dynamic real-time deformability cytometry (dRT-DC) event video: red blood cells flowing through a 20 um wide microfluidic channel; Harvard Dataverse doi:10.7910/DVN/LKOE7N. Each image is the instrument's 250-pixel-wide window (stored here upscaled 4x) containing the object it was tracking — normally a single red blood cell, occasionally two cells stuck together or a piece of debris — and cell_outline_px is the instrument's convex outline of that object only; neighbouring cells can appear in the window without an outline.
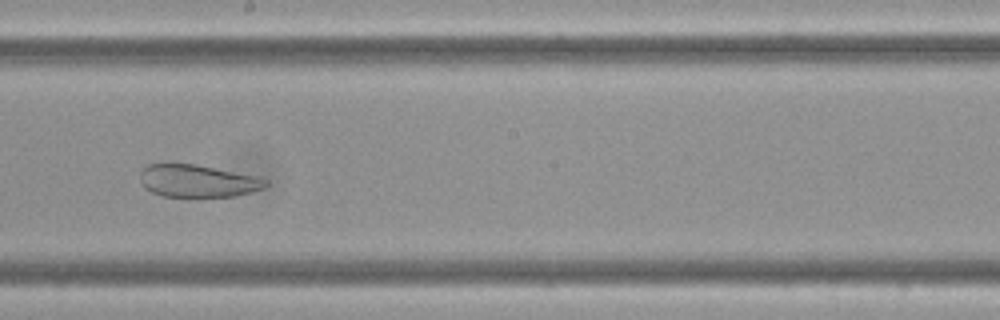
{"species": "Egyptian fruit bat (a non-hibernating species)", "species_latin": "Rousettus aegyptiacus", "temperature_condition": "cold", "stored_images_in_passage": 15, "camera_frame_rate_fps": 3000, "um_per_image_px": 0.085, "frame": {"image": 1, "passage_image": 9, "time_ms": 2.667, "image_size_px": [1000, 320], "cell_outline_px": [[268, 184], [264, 188], [252, 192], [232, 196], [200, 200], [192, 200], [164, 196], [152, 192], [144, 188], [140, 180], [140, 172], [148, 164], [164, 160], [168, 160], [196, 164], [256, 176], [268, 180]], "centroid_in_image_um": [16.73, 15.39], "position_along_channel_um": 231.5, "area_um2": 25.43}}
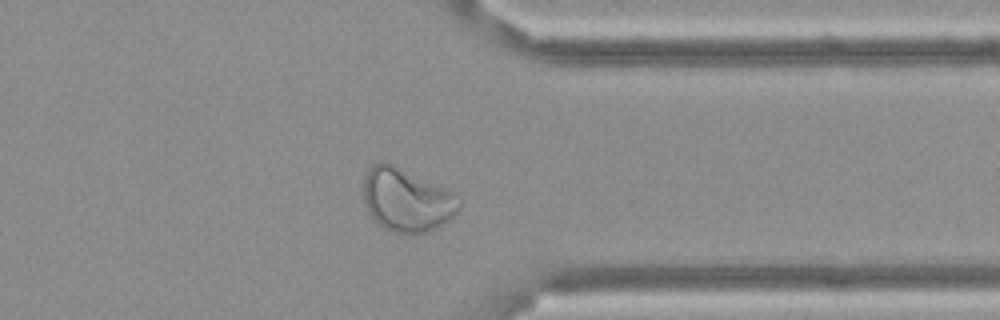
{"frame": {"image": 2, "passage_image": 13, "time_ms": 4.0, "image_size_px": [1000, 320], "cell_outline_px": [[460, 208], [444, 224], [436, 228], [412, 236], [392, 232], [384, 228], [368, 212], [364, 200], [364, 176], [368, 168], [372, 164], [380, 160], [384, 160], [444, 188], [460, 196]], "centroid_in_image_um": [34.55, 17.0], "position_along_channel_um": 376.8, "area_um2": 35.37}}